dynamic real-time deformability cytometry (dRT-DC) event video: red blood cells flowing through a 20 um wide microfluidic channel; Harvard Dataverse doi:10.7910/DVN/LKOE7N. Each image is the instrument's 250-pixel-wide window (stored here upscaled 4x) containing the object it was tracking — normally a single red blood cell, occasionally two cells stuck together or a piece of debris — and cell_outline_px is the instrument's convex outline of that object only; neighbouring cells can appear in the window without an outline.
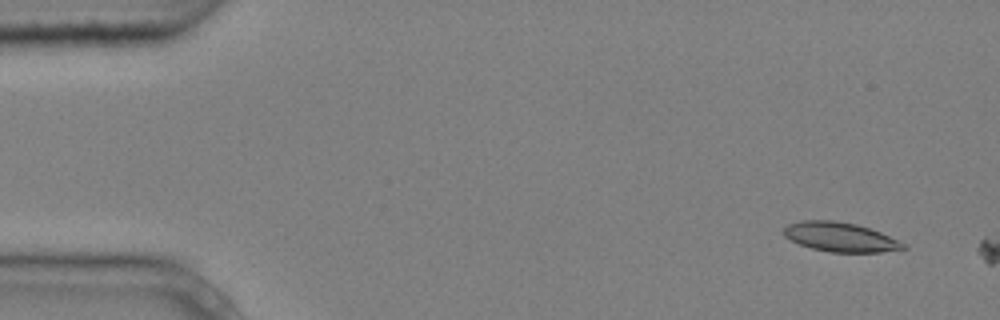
{"species": "common noctule bat (a hibernating species)", "species_latin": "Nyctalus noctula", "temperature_condition": "cold", "stored_images_in_passage": 3, "camera_frame_rate_fps": 3000, "um_per_image_px": 0.085, "animal": {"sex": "male", "body_mass_g": 20.4}, "frame": {"image": 1, "passage_image": 2, "time_ms": 0.333, "image_size_px": [1000, 320], "cell_outline_px": [[908, 248], [880, 252], [832, 252], [812, 248], [800, 244], [784, 236], [784, 228], [788, 224], [800, 220], [832, 220], [856, 224], [880, 232], [904, 244]], "centroid_in_image_um": [71.39, 20.14], "position_along_channel_um": 13.6, "area_um2": 20.11}}